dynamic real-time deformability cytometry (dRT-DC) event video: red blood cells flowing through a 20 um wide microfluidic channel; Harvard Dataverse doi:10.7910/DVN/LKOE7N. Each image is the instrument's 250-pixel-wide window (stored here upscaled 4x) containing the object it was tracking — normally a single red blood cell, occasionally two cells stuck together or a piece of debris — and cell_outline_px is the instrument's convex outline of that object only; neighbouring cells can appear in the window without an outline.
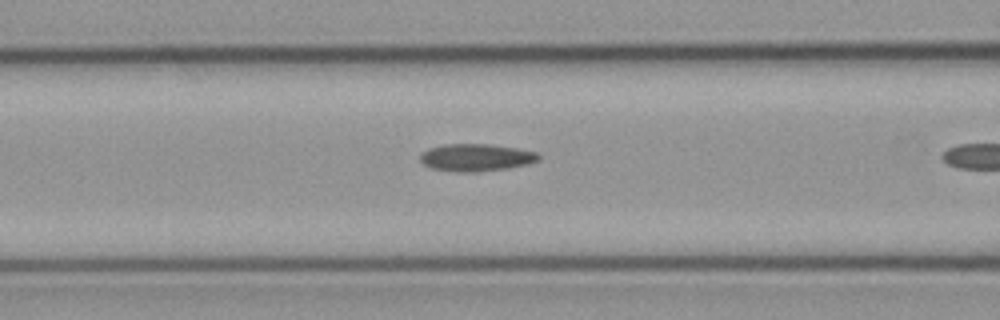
{"species": "common noctule bat (a hibernating species)", "species_latin": "Nyctalus noctula", "temperature_condition": "cold", "stored_images_in_passage": 5, "camera_frame_rate_fps": 3000, "um_per_image_px": 0.085, "animal": {"sex": "male", "body_mass_g": 23.1, "forearm_length_mm": 52.7}, "frame": {"image": 1, "passage_image": 4, "time_ms": 1.0, "image_size_px": [1000, 320], "cell_outline_px": [[540, 160], [528, 164], [508, 168], [472, 172], [468, 172], [432, 168], [424, 164], [420, 160], [420, 152], [428, 148], [444, 144], [488, 144], [516, 148], [536, 152], [540, 156]], "centroid_in_image_um": [40.47, 13.37], "position_along_channel_um": 126.1, "area_um2": 18.73}}